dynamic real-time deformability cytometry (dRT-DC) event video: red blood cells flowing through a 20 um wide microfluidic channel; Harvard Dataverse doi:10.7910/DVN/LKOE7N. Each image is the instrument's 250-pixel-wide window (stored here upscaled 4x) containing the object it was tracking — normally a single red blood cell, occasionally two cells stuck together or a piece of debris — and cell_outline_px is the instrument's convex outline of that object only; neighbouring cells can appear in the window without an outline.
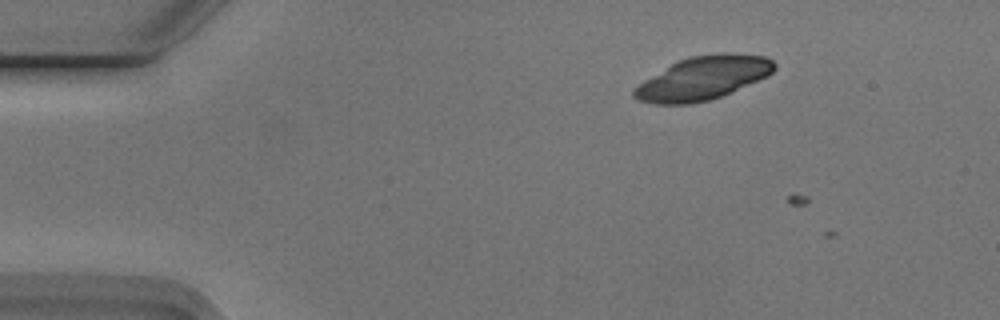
{"species": "Egyptian fruit bat (a non-hibernating species)", "species_latin": "Rousettus aegyptiacus", "temperature_condition": "cold", "stored_images_in_passage": 2, "camera_frame_rate_fps": 3000, "um_per_image_px": 0.085, "animal": {"sex": "male"}, "frame": {"image": 1, "passage_image": 1, "time_ms": 0.0, "image_size_px": [1000, 320], "cell_outline_px": [[776, 68], [768, 76], [720, 96], [708, 100], [692, 104], [656, 104], [640, 100], [632, 96], [632, 88], [644, 80], [676, 60], [692, 56], [720, 52], [732, 52], [764, 56], [772, 60], [776, 64]], "centroid_in_image_um": [59.74, 6.62], "position_along_channel_um": 25.3, "area_um2": 35.55}}